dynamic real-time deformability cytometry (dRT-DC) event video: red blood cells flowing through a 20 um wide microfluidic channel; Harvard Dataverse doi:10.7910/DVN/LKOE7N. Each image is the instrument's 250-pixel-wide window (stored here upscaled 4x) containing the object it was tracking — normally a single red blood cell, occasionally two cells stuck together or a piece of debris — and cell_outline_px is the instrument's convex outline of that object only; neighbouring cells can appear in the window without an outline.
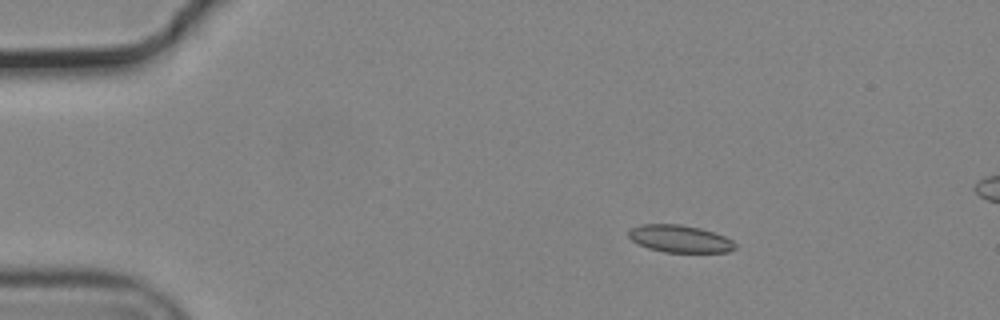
{"species": "common noctule bat (a hibernating species)", "species_latin": "Nyctalus noctula", "temperature_condition": "cold", "stored_images_in_passage": 4, "camera_frame_rate_fps": 3000, "um_per_image_px": 0.085, "animal": {"sex": "male", "body_mass_g": 19.2, "forearm_length_mm": 51.8}, "frame": {"image": 1, "passage_image": 2, "time_ms": 0.333, "image_size_px": [1000, 320], "cell_outline_px": [[736, 248], [728, 252], [664, 252], [648, 248], [636, 244], [628, 236], [628, 228], [640, 224], [680, 224], [700, 228], [724, 236], [732, 240], [736, 244]], "centroid_in_image_um": [57.74, 20.29], "position_along_channel_um": 27.3, "area_um2": 17.11}}